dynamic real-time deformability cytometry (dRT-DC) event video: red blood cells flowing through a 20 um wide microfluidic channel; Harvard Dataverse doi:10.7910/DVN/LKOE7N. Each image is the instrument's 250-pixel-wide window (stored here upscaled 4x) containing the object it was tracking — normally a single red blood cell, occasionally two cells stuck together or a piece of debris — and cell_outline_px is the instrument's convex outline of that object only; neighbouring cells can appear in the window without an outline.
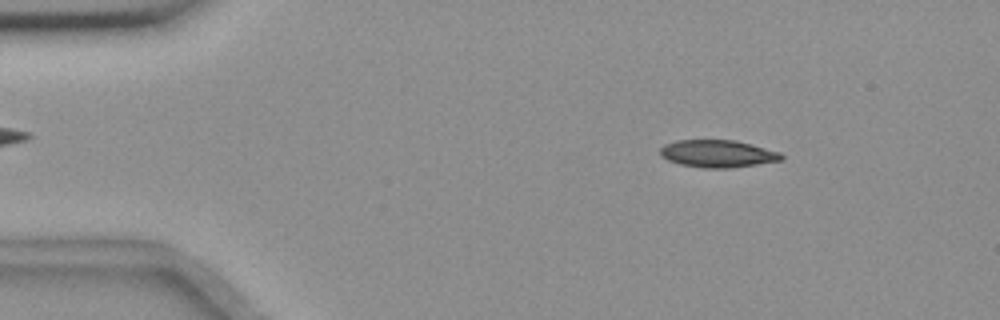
{"species": "common noctule bat (a hibernating species)", "species_latin": "Nyctalus noctula", "temperature_condition": "room temperature", "stored_images_in_passage": 54, "camera_frame_rate_fps": 3000, "um_per_image_px": 0.085, "animal": {"sex": "female", "body_mass_g": 18.4}, "frame": {"image": 1, "passage_image": 7, "time_ms": 2.0, "image_size_px": [1000, 320], "cell_outline_px": [[784, 160], [728, 168], [704, 168], [680, 164], [668, 160], [660, 156], [660, 148], [664, 144], [676, 140], [736, 140], [780, 152], [784, 156]], "centroid_in_image_um": [60.99, 13.06], "position_along_channel_um": 24.0, "area_um2": 19.36}}
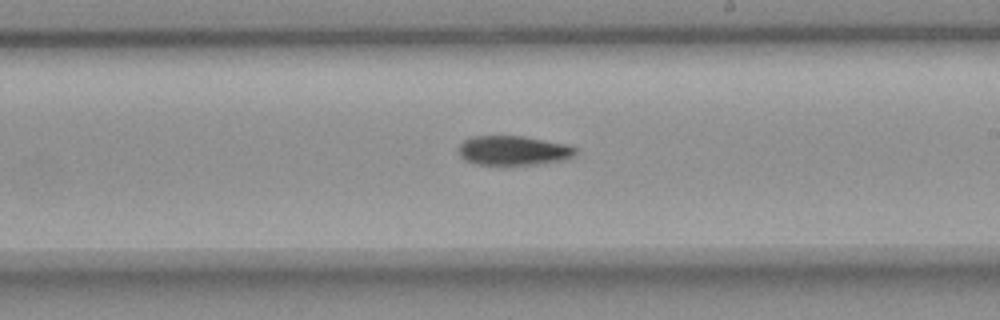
{"frame": {"image": 2, "passage_image": 31, "time_ms": 10.0, "image_size_px": [1000, 320], "cell_outline_px": [[580, 152], [576, 156], [568, 160], [540, 164], [504, 168], [472, 164], [464, 160], [460, 156], [456, 148], [464, 140], [472, 136], [524, 136], [568, 144], [576, 148]], "centroid_in_image_um": [43.65, 12.85], "position_along_channel_um": 245.3, "area_um2": 21.56}}
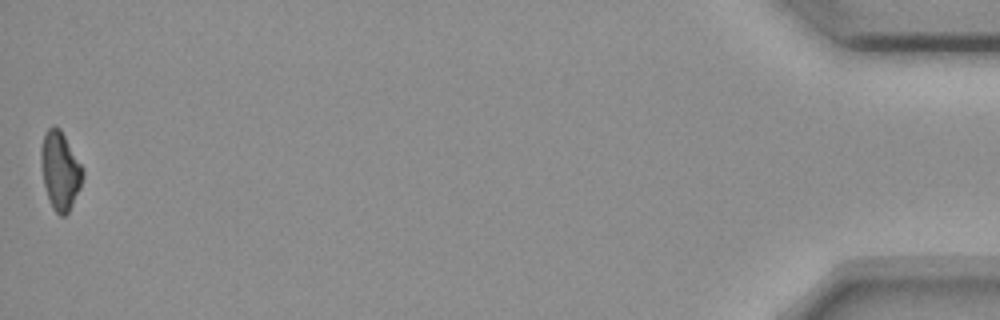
{"frame": {"image": 3, "passage_image": 54, "time_ms": 17.667, "image_size_px": [1000, 320], "cell_outline_px": [[84, 176], [80, 188], [68, 212], [64, 216], [60, 216], [52, 208], [44, 184], [40, 160], [40, 148], [44, 136], [48, 128], [52, 124], [56, 124], [60, 128], [84, 168]], "centroid_in_image_um": [5.12, 14.46], "position_along_channel_um": 430.1, "area_um2": 19.13}, "authors_computed_cell_mechanics": {"area_um2": 20.0566, "velocity_mm_per_s": 3.6596, "shape_relaxation_time_tau1_ms": 6.133, "shape_relaxation_time_tau2_ms": null, "deformation_change_tau1": 0.1511, "deformation_change_tau2": null}}